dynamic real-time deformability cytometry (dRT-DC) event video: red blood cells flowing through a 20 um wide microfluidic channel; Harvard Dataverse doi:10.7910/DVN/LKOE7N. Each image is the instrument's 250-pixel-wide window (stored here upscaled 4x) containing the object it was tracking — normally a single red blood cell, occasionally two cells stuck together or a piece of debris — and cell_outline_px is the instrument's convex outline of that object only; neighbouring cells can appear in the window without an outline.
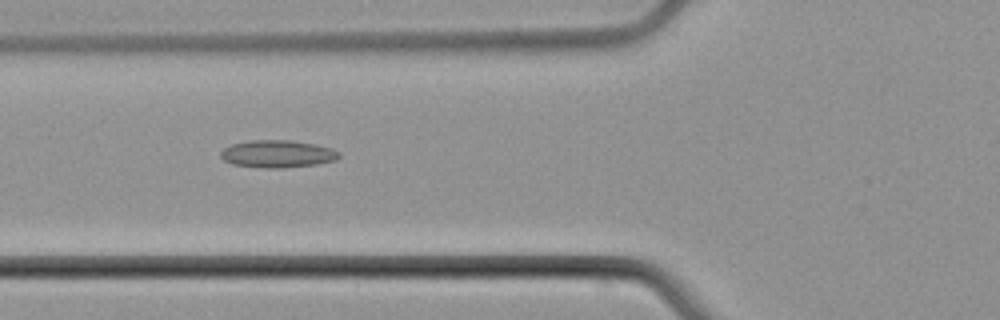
{"species": "common noctule bat (a hibernating species)", "species_latin": "Nyctalus noctula", "temperature_condition": "cold", "stored_images_in_passage": 7, "camera_frame_rate_fps": 3000, "um_per_image_px": 0.085, "animal": {"sex": "male", "body_mass_g": 21.5, "forearm_length_mm": 52.0}, "frame": {"image": 1, "passage_image": 6, "time_ms": 6.667, "image_size_px": [1000, 320], "cell_outline_px": [[340, 156], [336, 160], [316, 164], [280, 168], [264, 168], [232, 164], [224, 160], [220, 156], [220, 152], [224, 148], [232, 144], [248, 140], [288, 140], [316, 144], [332, 148], [340, 152]], "centroid_in_image_um": [23.59, 13.07], "position_along_channel_um": 102.2, "area_um2": 18.96}}
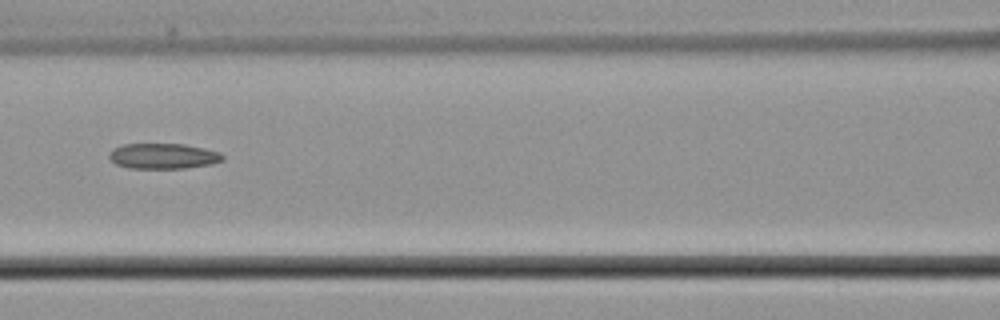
{"frame": {"image": 2, "passage_image": 7, "time_ms": 8.0, "image_size_px": [1000, 320], "cell_outline_px": [[224, 160], [212, 164], [184, 168], [128, 168], [116, 164], [108, 156], [112, 148], [124, 144], [184, 144], [204, 148], [220, 152], [224, 156]], "centroid_in_image_um": [13.88, 13.26], "position_along_channel_um": 152.7, "area_um2": 16.88}}